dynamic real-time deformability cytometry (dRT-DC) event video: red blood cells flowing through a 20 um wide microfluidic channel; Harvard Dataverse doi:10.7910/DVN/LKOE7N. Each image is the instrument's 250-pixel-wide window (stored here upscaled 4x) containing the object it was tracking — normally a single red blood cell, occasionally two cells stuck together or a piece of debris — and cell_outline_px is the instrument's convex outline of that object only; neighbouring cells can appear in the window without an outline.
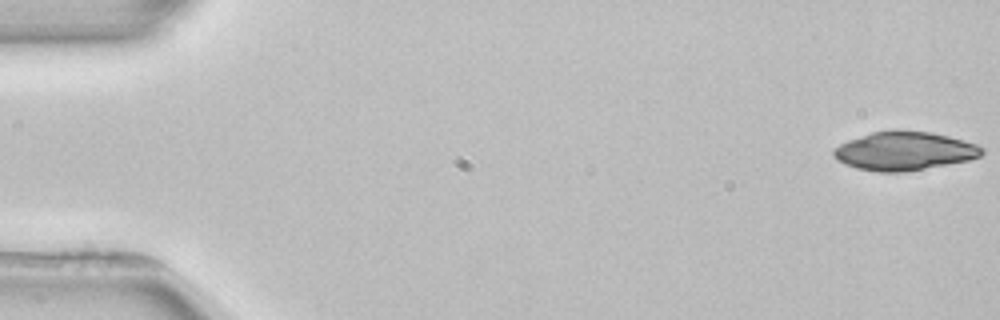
{"species": "common noctule bat (a hibernating species)", "species_latin": "Nyctalus noctula", "temperature_condition": "room temperature", "stored_images_in_passage": 5, "camera_frame_rate_fps": 3000, "um_per_image_px": 0.085, "animal": {"sex": "female", "body_mass_g": 22.7, "forearm_length_mm": 54.2}, "frame": {"image": 1, "passage_image": 1, "time_ms": 0.0, "image_size_px": [1000, 320], "cell_outline_px": [[984, 152], [980, 156], [968, 160], [908, 172], [876, 172], [856, 168], [844, 164], [836, 160], [832, 152], [840, 144], [848, 140], [872, 132], [932, 132], [964, 140], [976, 144], [984, 148]], "centroid_in_image_um": [76.87, 12.87], "position_along_channel_um": 8.1, "area_um2": 32.95}}